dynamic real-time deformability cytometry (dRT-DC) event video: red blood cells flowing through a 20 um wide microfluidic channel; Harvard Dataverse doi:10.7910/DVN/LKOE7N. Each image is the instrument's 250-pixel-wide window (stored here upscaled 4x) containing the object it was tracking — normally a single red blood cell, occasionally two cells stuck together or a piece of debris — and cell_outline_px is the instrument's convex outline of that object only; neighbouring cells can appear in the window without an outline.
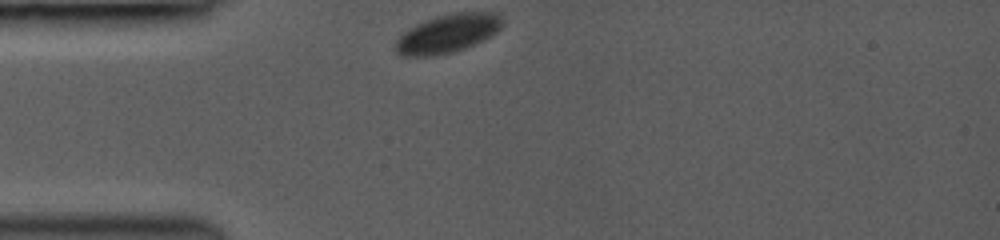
{"species": "common noctule bat (a hibernating species)", "species_latin": "Nyctalus noctula", "temperature_condition": "room temperature", "stored_images_in_passage": 2, "camera_frame_rate_fps": 3000, "um_per_image_px": 0.085, "animal": {"sex": "female", "body_mass_g": 19.0, "forearm_length_mm": 53.3}, "frame": {"image": 1, "passage_image": 1, "time_ms": 0.0, "image_size_px": [1000, 240], "cell_outline_px": [[504, 24], [492, 36], [484, 40], [464, 48], [452, 52], [436, 56], [400, 56], [396, 52], [396, 40], [408, 28], [424, 20], [436, 16], [456, 12], [492, 12], [500, 16], [504, 20]], "centroid_in_image_um": [38.06, 2.85], "position_along_channel_um": 46.9, "area_um2": 24.1}}